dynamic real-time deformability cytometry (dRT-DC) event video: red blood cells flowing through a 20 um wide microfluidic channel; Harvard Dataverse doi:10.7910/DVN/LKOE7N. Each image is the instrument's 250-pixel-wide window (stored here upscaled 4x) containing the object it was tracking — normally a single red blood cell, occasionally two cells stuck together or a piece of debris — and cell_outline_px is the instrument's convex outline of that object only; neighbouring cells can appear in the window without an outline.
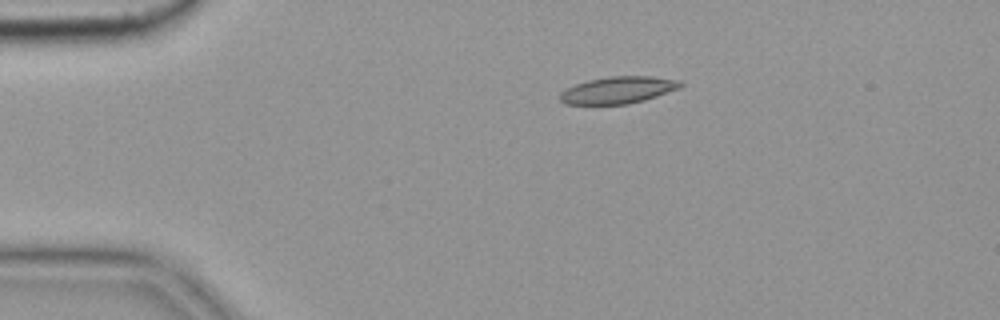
{"species": "common noctule bat (a hibernating species)", "species_latin": "Nyctalus noctula", "temperature_condition": "cold", "stored_images_in_passage": 4, "camera_frame_rate_fps": 3000, "um_per_image_px": 0.085, "animal": {"sex": "female", "body_mass_g": 19.9}, "frame": {"image": 1, "passage_image": 4, "time_ms": 1.0, "image_size_px": [1000, 320], "cell_outline_px": [[684, 84], [680, 88], [644, 100], [628, 104], [564, 104], [560, 100], [560, 92], [576, 84], [588, 80], [608, 76], [652, 76], [680, 80]], "centroid_in_image_um": [52.56, 7.65], "position_along_channel_um": 32.4, "area_um2": 18.9}}